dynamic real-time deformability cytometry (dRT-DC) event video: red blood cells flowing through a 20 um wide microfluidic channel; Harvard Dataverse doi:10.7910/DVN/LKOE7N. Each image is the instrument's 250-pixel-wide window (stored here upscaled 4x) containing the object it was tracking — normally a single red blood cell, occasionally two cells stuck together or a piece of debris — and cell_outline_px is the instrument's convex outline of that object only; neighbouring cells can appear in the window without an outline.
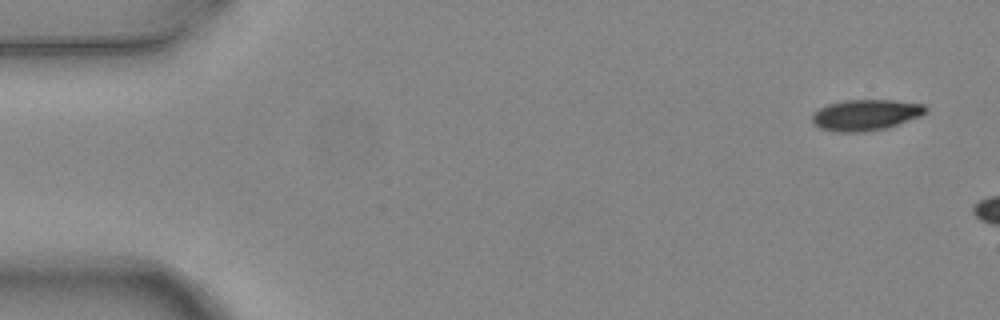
{"species": "common noctule bat (a hibernating species)", "species_latin": "Nyctalus noctula", "temperature_condition": "warm", "stored_images_in_passage": 2, "camera_frame_rate_fps": 3000, "um_per_image_px": 0.085, "animal": {"sex": "female", "body_mass_g": 24.6, "forearm_length_mm": 56.2}, "frame": {"image": 1, "passage_image": 1, "time_ms": 0.0, "image_size_px": [1000, 320], "cell_outline_px": [[928, 112], [920, 116], [888, 128], [864, 132], [836, 132], [820, 128], [812, 124], [812, 112], [828, 104], [844, 100], [892, 100], [924, 104], [928, 108]], "centroid_in_image_um": [73.58, 9.77], "position_along_channel_um": 11.4, "area_um2": 20.75}}